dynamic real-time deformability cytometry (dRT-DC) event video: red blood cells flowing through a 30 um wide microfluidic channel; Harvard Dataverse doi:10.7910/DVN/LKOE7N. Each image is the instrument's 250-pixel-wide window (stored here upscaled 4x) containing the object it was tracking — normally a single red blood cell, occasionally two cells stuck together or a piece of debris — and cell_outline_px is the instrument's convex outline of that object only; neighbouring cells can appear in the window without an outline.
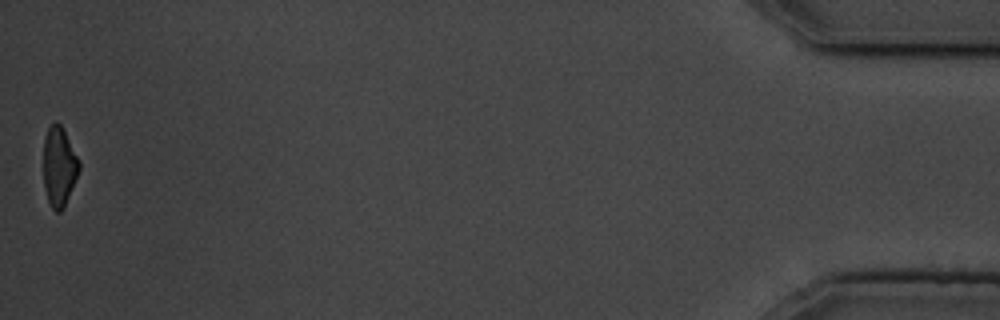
{"species": "common noctule bat (a hibernating species)", "species_latin": "Nyctalus noctula", "temperature_condition": "cold", "stored_images_in_passage": 55, "camera_frame_rate_fps": 3000, "um_per_image_px": 0.085, "animal": {"sex": "male", "body_mass_g": 19.5, "forearm_length_mm": 54.6}, "frame": {"image": 1, "passage_image": 55, "time_ms": 18.0, "image_size_px": [1000, 320], "cell_outline_px": [[80, 168], [64, 208], [60, 212], [56, 212], [52, 208], [48, 200], [44, 188], [44, 140], [48, 128], [56, 120], [60, 124], [80, 160]], "centroid_in_image_um": [5.03, 14.17], "position_along_channel_um": 430.2, "area_um2": 16.42}, "authors_computed_cell_mechanics": {"area_um2": 18.7272, "velocity_mm_per_s": 3.6502, "shape_relaxation_time_tau1_ms": 3.8993, "shape_relaxation_time_tau2_ms": 4.4617, "deformation_change_tau1": 0.1477, "deformation_change_tau2": 0.1091}}